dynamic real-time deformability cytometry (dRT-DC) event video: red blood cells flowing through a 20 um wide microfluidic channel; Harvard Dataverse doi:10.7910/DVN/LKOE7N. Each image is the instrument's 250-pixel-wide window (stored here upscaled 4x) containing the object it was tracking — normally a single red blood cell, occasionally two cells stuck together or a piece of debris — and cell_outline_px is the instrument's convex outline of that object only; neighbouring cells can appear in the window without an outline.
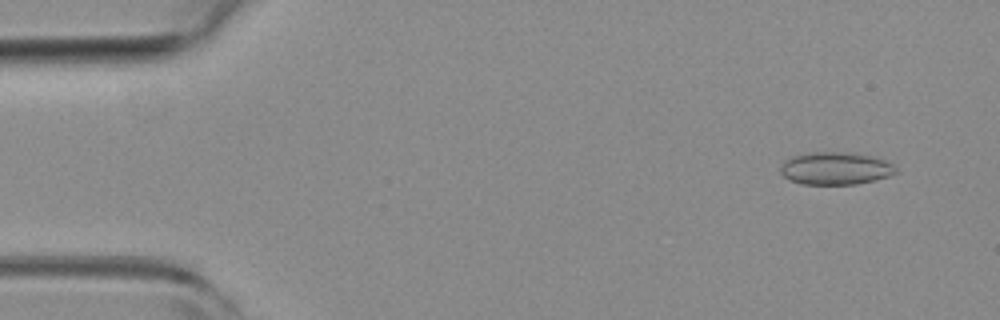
{"species": "common noctule bat (a hibernating species)", "species_latin": "Nyctalus noctula", "temperature_condition": "room temperature", "stored_images_in_passage": 3, "camera_frame_rate_fps": 3000, "um_per_image_px": 0.085, "animal": {"sex": "female", "body_mass_g": 19.3, "forearm_length_mm": 54.1}, "frame": {"image": 1, "passage_image": 1, "time_ms": 0.0, "image_size_px": [1000, 320], "cell_outline_px": [[896, 172], [888, 176], [876, 180], [856, 184], [800, 184], [788, 180], [780, 172], [780, 164], [784, 160], [792, 156], [812, 152], [852, 152], [872, 156], [896, 164]], "centroid_in_image_um": [71.0, 14.31], "position_along_channel_um": 14.0, "area_um2": 22.2}}